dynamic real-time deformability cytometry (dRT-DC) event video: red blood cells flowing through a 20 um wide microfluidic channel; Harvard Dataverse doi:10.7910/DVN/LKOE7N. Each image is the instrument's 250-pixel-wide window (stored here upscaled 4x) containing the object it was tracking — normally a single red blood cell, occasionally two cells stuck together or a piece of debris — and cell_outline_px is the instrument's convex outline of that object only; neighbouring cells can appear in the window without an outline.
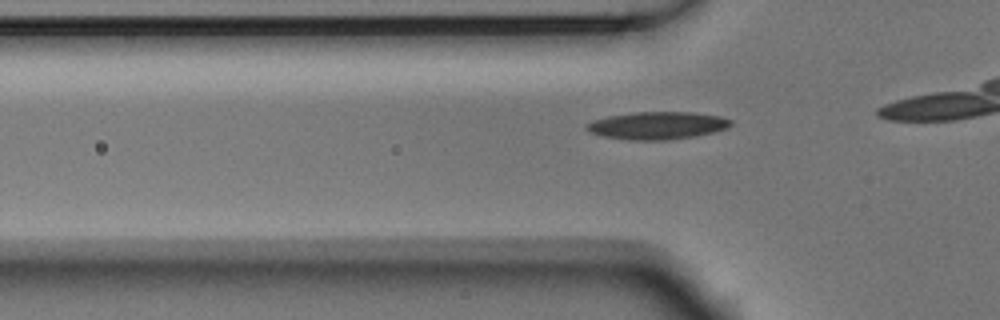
{"species": "Egyptian fruit bat (a non-hibernating species)", "species_latin": "Rousettus aegyptiacus", "temperature_condition": "room temperature", "stored_images_in_passage": 10, "camera_frame_rate_fps": 3000, "um_per_image_px": 0.085, "animal": {"sex": "male"}, "frame": {"image": 1, "passage_image": 5, "time_ms": 1.333, "image_size_px": [1000, 320], "cell_outline_px": [[732, 124], [728, 128], [696, 136], [668, 140], [628, 140], [600, 136], [588, 132], [584, 128], [584, 124], [592, 120], [608, 116], [636, 112], [692, 112], [720, 116], [732, 120]], "centroid_in_image_um": [55.82, 10.67], "position_along_channel_um": 70.0, "area_um2": 23.47}}
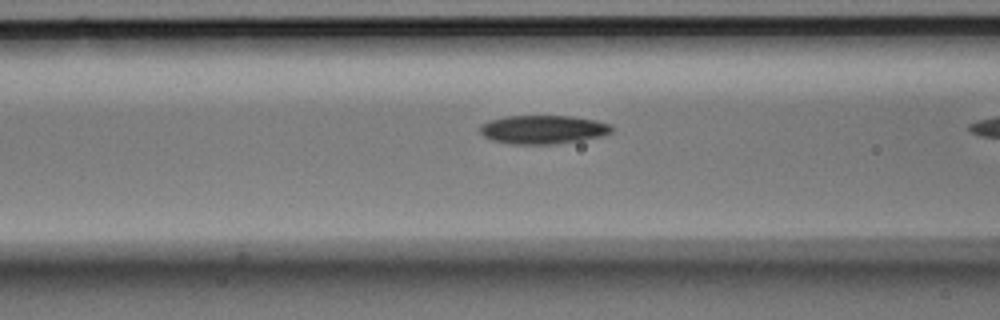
{"frame": {"image": 2, "passage_image": 9, "time_ms": 2.667, "image_size_px": [1000, 320], "cell_outline_px": [[612, 132], [600, 136], [580, 140], [556, 144], [512, 144], [492, 140], [484, 136], [480, 132], [480, 124], [488, 120], [504, 116], [572, 116], [596, 120], [612, 124]], "centroid_in_image_um": [46.14, 11.0], "position_along_channel_um": 120.5, "area_um2": 22.08}}